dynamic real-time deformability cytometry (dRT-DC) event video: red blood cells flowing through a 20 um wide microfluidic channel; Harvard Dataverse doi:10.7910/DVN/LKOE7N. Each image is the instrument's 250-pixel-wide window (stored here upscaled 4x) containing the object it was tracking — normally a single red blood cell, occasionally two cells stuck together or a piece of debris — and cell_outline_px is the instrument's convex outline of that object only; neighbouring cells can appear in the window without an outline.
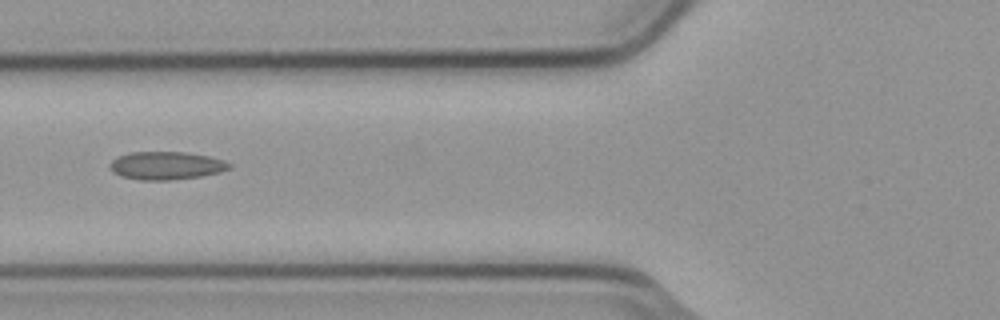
{"species": "common noctule bat (a hibernating species)", "species_latin": "Nyctalus noctula", "temperature_condition": "cold", "stored_images_in_passage": 4, "camera_frame_rate_fps": 3000, "um_per_image_px": 0.085, "animal": {"sex": "male", "body_mass_g": 23.1, "forearm_length_mm": 52.7}, "frame": {"image": 1, "passage_image": 2, "time_ms": 0.333, "image_size_px": [1000, 320], "cell_outline_px": [[232, 164], [228, 168], [220, 172], [200, 176], [168, 180], [140, 180], [120, 176], [112, 172], [108, 164], [116, 156], [128, 152], [184, 152], [208, 156], [224, 160]], "centroid_in_image_um": [14.06, 14.07], "position_along_channel_um": 111.7, "area_um2": 19.54}}
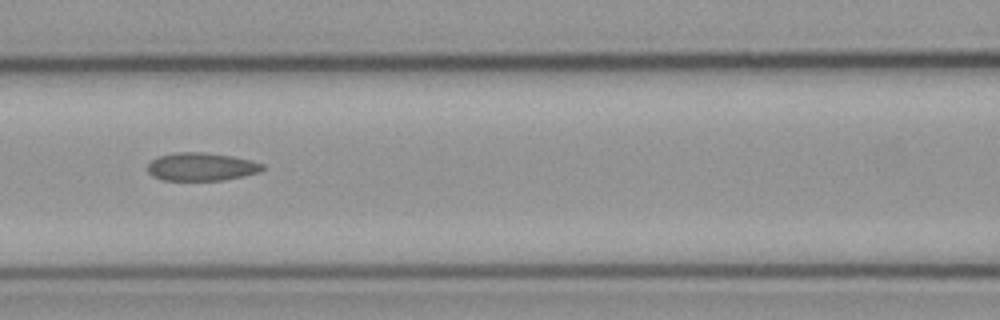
{"frame": {"image": 2, "passage_image": 3, "time_ms": 0.667, "image_size_px": [1000, 320], "cell_outline_px": [[264, 168], [260, 172], [220, 180], [164, 180], [152, 176], [148, 172], [148, 164], [152, 160], [160, 156], [176, 152], [204, 152], [232, 156], [252, 160], [264, 164]], "centroid_in_image_um": [17.12, 14.16], "position_along_channel_um": 149.5, "area_um2": 18.67}}
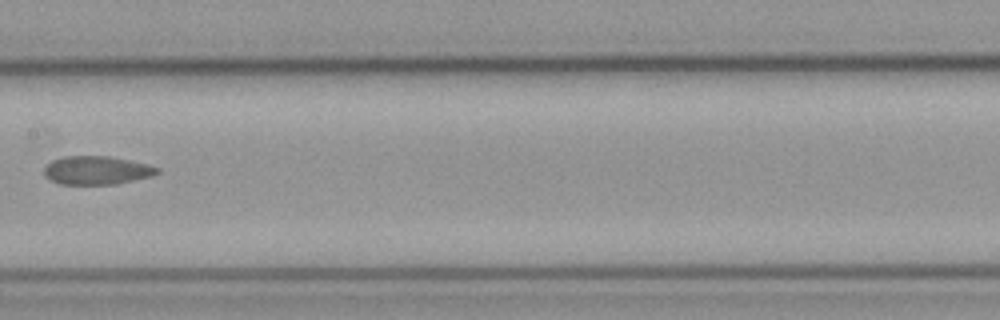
{"frame": {"image": 3, "passage_image": 4, "time_ms": 1.0, "image_size_px": [1000, 320], "cell_outline_px": [[160, 172], [152, 176], [116, 184], [60, 184], [48, 180], [44, 176], [44, 168], [52, 160], [64, 156], [108, 156], [128, 160], [160, 168]], "centroid_in_image_um": [8.18, 14.48], "position_along_channel_um": 199.2, "area_um2": 18.73}}